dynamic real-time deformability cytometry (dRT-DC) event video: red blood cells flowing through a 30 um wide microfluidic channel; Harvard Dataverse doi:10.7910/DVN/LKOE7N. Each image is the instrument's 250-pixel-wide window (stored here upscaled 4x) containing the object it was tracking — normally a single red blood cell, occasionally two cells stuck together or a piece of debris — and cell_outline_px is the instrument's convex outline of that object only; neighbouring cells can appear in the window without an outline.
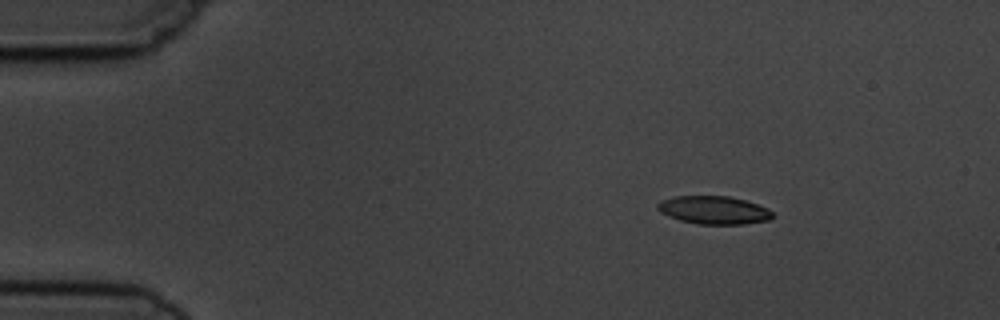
{"species": "common noctule bat (a hibernating species)", "species_latin": "Nyctalus noctula", "temperature_condition": "cold", "stored_images_in_passage": 4, "camera_frame_rate_fps": 3000, "um_per_image_px": 0.085, "animal": {"sex": "male", "body_mass_g": 19.5, "forearm_length_mm": 54.6}, "frame": {"image": 1, "passage_image": 2, "time_ms": 1.0, "image_size_px": [1000, 320], "cell_outline_px": [[772, 216], [768, 220], [744, 224], [700, 224], [680, 220], [668, 216], [660, 212], [656, 208], [656, 204], [660, 200], [676, 196], [728, 196], [744, 200], [768, 208], [772, 212]], "centroid_in_image_um": [60.63, 17.85], "position_along_channel_um": 24.4, "area_um2": 18.73}}
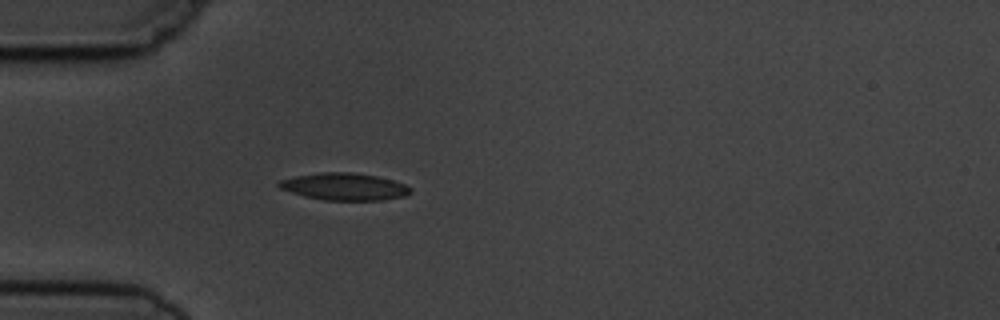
{"frame": {"image": 2, "passage_image": 4, "time_ms": 3.667, "image_size_px": [1000, 320], "cell_outline_px": [[412, 192], [404, 196], [380, 200], [324, 200], [304, 196], [280, 188], [276, 184], [280, 180], [296, 176], [320, 172], [352, 172], [376, 176], [392, 180], [404, 184], [412, 188]], "centroid_in_image_um": [29.27, 15.86], "position_along_channel_um": 55.7, "area_um2": 20.69}}